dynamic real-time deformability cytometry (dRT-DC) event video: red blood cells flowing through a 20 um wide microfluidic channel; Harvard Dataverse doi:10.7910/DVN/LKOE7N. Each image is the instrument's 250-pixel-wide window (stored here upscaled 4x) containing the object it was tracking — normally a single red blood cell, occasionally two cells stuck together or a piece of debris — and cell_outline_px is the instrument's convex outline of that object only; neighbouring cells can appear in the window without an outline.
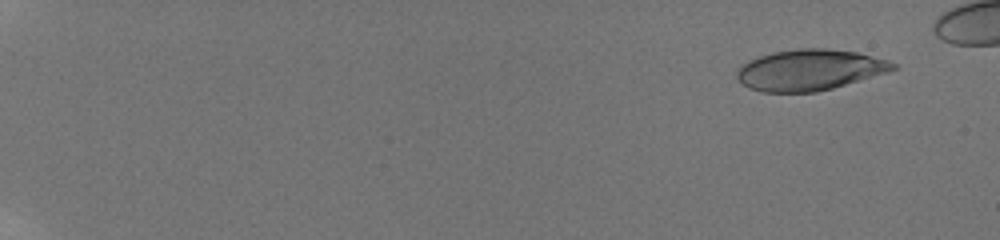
{"species": "human", "species_latin": "Homo sapiens", "temperature_condition": "room temperature", "stored_images_in_passage": 60, "camera_frame_rate_fps": 3000, "um_per_image_px": 0.085, "donor": {"sex": "male"}, "frame": {"image": 1, "passage_image": 5, "time_ms": 1.333, "image_size_px": [1000, 240], "cell_outline_px": [[900, 68], [888, 72], [832, 88], [816, 92], [760, 92], [748, 88], [736, 76], [736, 72], [748, 60], [772, 52], [796, 48], [828, 48], [856, 52], [888, 60], [896, 64]], "centroid_in_image_um": [68.83, 5.94], "position_along_channel_um": 16.2, "area_um2": 37.22}}
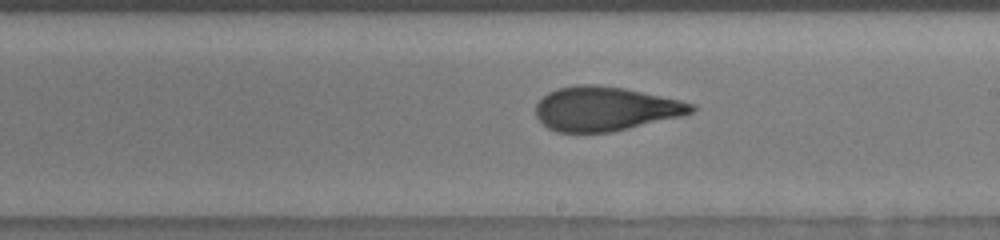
{"frame": {"image": 2, "passage_image": 39, "time_ms": 12.333, "image_size_px": [1000, 240], "cell_outline_px": [[696, 108], [692, 112], [684, 116], [612, 132], [556, 132], [548, 128], [536, 116], [536, 104], [548, 92], [556, 88], [576, 84], [596, 84], [624, 88], [680, 100], [692, 104]], "centroid_in_image_um": [51.44, 9.24], "position_along_channel_um": 237.6, "area_um2": 40.17}}
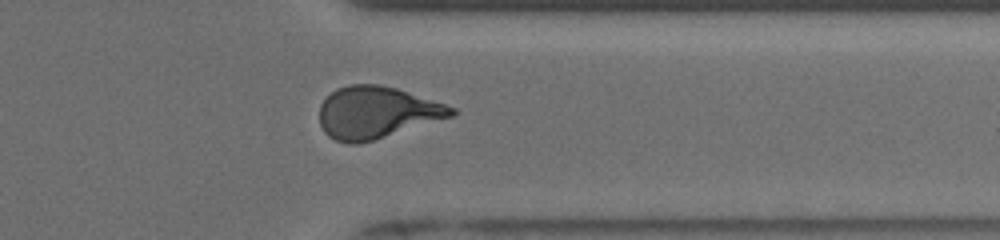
{"frame": {"image": 3, "passage_image": 51, "time_ms": 16.0, "image_size_px": [1000, 240], "cell_outline_px": [[456, 112], [452, 116], [372, 140], [356, 144], [348, 144], [336, 140], [328, 136], [324, 132], [320, 124], [320, 104], [336, 88], [348, 84], [380, 84], [396, 88], [456, 108]], "centroid_in_image_um": [31.97, 9.55], "position_along_channel_um": 379.4, "area_um2": 39.48}}